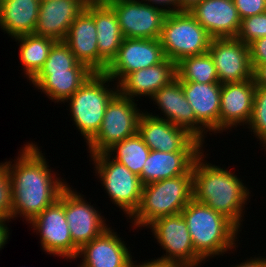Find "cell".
Returning a JSON list of instances; mask_svg holds the SVG:
<instances>
[{
  "mask_svg": "<svg viewBox=\"0 0 266 267\" xmlns=\"http://www.w3.org/2000/svg\"><path fill=\"white\" fill-rule=\"evenodd\" d=\"M39 148L30 142L20 150L14 164L11 161L3 163L11 182V219L22 216L30 223L52 205L68 185L56 177L52 168L49 169V162Z\"/></svg>",
  "mask_w": 266,
  "mask_h": 267,
  "instance_id": "obj_1",
  "label": "cell"
},
{
  "mask_svg": "<svg viewBox=\"0 0 266 267\" xmlns=\"http://www.w3.org/2000/svg\"><path fill=\"white\" fill-rule=\"evenodd\" d=\"M204 156L203 151L193 164V198L241 229L243 210L251 194L249 189L237 175L227 168L206 162Z\"/></svg>",
  "mask_w": 266,
  "mask_h": 267,
  "instance_id": "obj_2",
  "label": "cell"
},
{
  "mask_svg": "<svg viewBox=\"0 0 266 267\" xmlns=\"http://www.w3.org/2000/svg\"><path fill=\"white\" fill-rule=\"evenodd\" d=\"M181 214L187 223L195 253L205 262L209 257L220 256L238 247L237 235L241 231L224 215L194 198ZM225 252V253H224Z\"/></svg>",
  "mask_w": 266,
  "mask_h": 267,
  "instance_id": "obj_3",
  "label": "cell"
},
{
  "mask_svg": "<svg viewBox=\"0 0 266 267\" xmlns=\"http://www.w3.org/2000/svg\"><path fill=\"white\" fill-rule=\"evenodd\" d=\"M192 199L193 167L187 174L143 185L140 204L129 219L134 228H147L159 218L181 213Z\"/></svg>",
  "mask_w": 266,
  "mask_h": 267,
  "instance_id": "obj_4",
  "label": "cell"
},
{
  "mask_svg": "<svg viewBox=\"0 0 266 267\" xmlns=\"http://www.w3.org/2000/svg\"><path fill=\"white\" fill-rule=\"evenodd\" d=\"M112 81L104 73H93L66 100L70 105L69 109L73 123L86 143L99 131L107 105L118 93V84H116V88L115 86L114 88L109 87V83Z\"/></svg>",
  "mask_w": 266,
  "mask_h": 267,
  "instance_id": "obj_5",
  "label": "cell"
},
{
  "mask_svg": "<svg viewBox=\"0 0 266 267\" xmlns=\"http://www.w3.org/2000/svg\"><path fill=\"white\" fill-rule=\"evenodd\" d=\"M160 42L169 60L201 55L209 50L212 37L189 11L166 14Z\"/></svg>",
  "mask_w": 266,
  "mask_h": 267,
  "instance_id": "obj_6",
  "label": "cell"
},
{
  "mask_svg": "<svg viewBox=\"0 0 266 267\" xmlns=\"http://www.w3.org/2000/svg\"><path fill=\"white\" fill-rule=\"evenodd\" d=\"M137 105L135 100L119 92L111 99L99 131L86 143L90 156L105 153L114 144L137 133L140 115L143 113Z\"/></svg>",
  "mask_w": 266,
  "mask_h": 267,
  "instance_id": "obj_7",
  "label": "cell"
},
{
  "mask_svg": "<svg viewBox=\"0 0 266 267\" xmlns=\"http://www.w3.org/2000/svg\"><path fill=\"white\" fill-rule=\"evenodd\" d=\"M96 175L102 181L112 204L122 209L126 217L137 210L143 184L140 177L132 173L125 165L111 159L106 153L91 155Z\"/></svg>",
  "mask_w": 266,
  "mask_h": 267,
  "instance_id": "obj_8",
  "label": "cell"
},
{
  "mask_svg": "<svg viewBox=\"0 0 266 267\" xmlns=\"http://www.w3.org/2000/svg\"><path fill=\"white\" fill-rule=\"evenodd\" d=\"M40 235L44 252L64 259H75L79 248L73 243L65 215V188L59 198L29 223Z\"/></svg>",
  "mask_w": 266,
  "mask_h": 267,
  "instance_id": "obj_9",
  "label": "cell"
},
{
  "mask_svg": "<svg viewBox=\"0 0 266 267\" xmlns=\"http://www.w3.org/2000/svg\"><path fill=\"white\" fill-rule=\"evenodd\" d=\"M147 228L152 229L154 238L166 252L159 260L177 262L187 267H200L204 263L195 253L187 223L181 213L159 218Z\"/></svg>",
  "mask_w": 266,
  "mask_h": 267,
  "instance_id": "obj_10",
  "label": "cell"
},
{
  "mask_svg": "<svg viewBox=\"0 0 266 267\" xmlns=\"http://www.w3.org/2000/svg\"><path fill=\"white\" fill-rule=\"evenodd\" d=\"M116 13L124 38L159 39L166 12L140 0H104Z\"/></svg>",
  "mask_w": 266,
  "mask_h": 267,
  "instance_id": "obj_11",
  "label": "cell"
},
{
  "mask_svg": "<svg viewBox=\"0 0 266 267\" xmlns=\"http://www.w3.org/2000/svg\"><path fill=\"white\" fill-rule=\"evenodd\" d=\"M138 134L150 150L159 152H203V144L187 130L147 114L140 115Z\"/></svg>",
  "mask_w": 266,
  "mask_h": 267,
  "instance_id": "obj_12",
  "label": "cell"
},
{
  "mask_svg": "<svg viewBox=\"0 0 266 267\" xmlns=\"http://www.w3.org/2000/svg\"><path fill=\"white\" fill-rule=\"evenodd\" d=\"M165 58L160 39L124 38L104 74L118 84L127 74L161 63Z\"/></svg>",
  "mask_w": 266,
  "mask_h": 267,
  "instance_id": "obj_13",
  "label": "cell"
},
{
  "mask_svg": "<svg viewBox=\"0 0 266 267\" xmlns=\"http://www.w3.org/2000/svg\"><path fill=\"white\" fill-rule=\"evenodd\" d=\"M208 52L221 85L254 79L249 45L236 37L212 38Z\"/></svg>",
  "mask_w": 266,
  "mask_h": 267,
  "instance_id": "obj_14",
  "label": "cell"
},
{
  "mask_svg": "<svg viewBox=\"0 0 266 267\" xmlns=\"http://www.w3.org/2000/svg\"><path fill=\"white\" fill-rule=\"evenodd\" d=\"M151 100L155 102L154 104L158 106V109H161L163 117L161 114L159 117V115L150 114L146 111L147 114L184 128L202 144H205V135L209 131L196 119L193 108L186 99L181 81L178 78L157 91L151 97Z\"/></svg>",
  "mask_w": 266,
  "mask_h": 267,
  "instance_id": "obj_15",
  "label": "cell"
},
{
  "mask_svg": "<svg viewBox=\"0 0 266 267\" xmlns=\"http://www.w3.org/2000/svg\"><path fill=\"white\" fill-rule=\"evenodd\" d=\"M76 190L65 187V215L73 243L80 249L109 226L106 219L94 206H91ZM100 213V214H99Z\"/></svg>",
  "mask_w": 266,
  "mask_h": 267,
  "instance_id": "obj_16",
  "label": "cell"
},
{
  "mask_svg": "<svg viewBox=\"0 0 266 267\" xmlns=\"http://www.w3.org/2000/svg\"><path fill=\"white\" fill-rule=\"evenodd\" d=\"M256 84L254 79L222 84L219 133L248 125L253 111Z\"/></svg>",
  "mask_w": 266,
  "mask_h": 267,
  "instance_id": "obj_17",
  "label": "cell"
},
{
  "mask_svg": "<svg viewBox=\"0 0 266 267\" xmlns=\"http://www.w3.org/2000/svg\"><path fill=\"white\" fill-rule=\"evenodd\" d=\"M125 241L110 227L89 243L84 244L76 258L86 267H132V255Z\"/></svg>",
  "mask_w": 266,
  "mask_h": 267,
  "instance_id": "obj_18",
  "label": "cell"
},
{
  "mask_svg": "<svg viewBox=\"0 0 266 267\" xmlns=\"http://www.w3.org/2000/svg\"><path fill=\"white\" fill-rule=\"evenodd\" d=\"M63 42L80 63L94 73H104L108 63L98 53L94 18L85 9L72 22Z\"/></svg>",
  "mask_w": 266,
  "mask_h": 267,
  "instance_id": "obj_19",
  "label": "cell"
},
{
  "mask_svg": "<svg viewBox=\"0 0 266 267\" xmlns=\"http://www.w3.org/2000/svg\"><path fill=\"white\" fill-rule=\"evenodd\" d=\"M89 0H41L35 35L64 41L72 22Z\"/></svg>",
  "mask_w": 266,
  "mask_h": 267,
  "instance_id": "obj_20",
  "label": "cell"
},
{
  "mask_svg": "<svg viewBox=\"0 0 266 267\" xmlns=\"http://www.w3.org/2000/svg\"><path fill=\"white\" fill-rule=\"evenodd\" d=\"M212 38L236 37L241 18L233 0H202L189 11Z\"/></svg>",
  "mask_w": 266,
  "mask_h": 267,
  "instance_id": "obj_21",
  "label": "cell"
},
{
  "mask_svg": "<svg viewBox=\"0 0 266 267\" xmlns=\"http://www.w3.org/2000/svg\"><path fill=\"white\" fill-rule=\"evenodd\" d=\"M176 78V63L165 58L161 63L127 74L118 83V92L132 100L140 96L151 98Z\"/></svg>",
  "mask_w": 266,
  "mask_h": 267,
  "instance_id": "obj_22",
  "label": "cell"
},
{
  "mask_svg": "<svg viewBox=\"0 0 266 267\" xmlns=\"http://www.w3.org/2000/svg\"><path fill=\"white\" fill-rule=\"evenodd\" d=\"M186 99L195 113L196 119L210 132L219 133V113L221 100L220 83H197L181 81Z\"/></svg>",
  "mask_w": 266,
  "mask_h": 267,
  "instance_id": "obj_23",
  "label": "cell"
},
{
  "mask_svg": "<svg viewBox=\"0 0 266 267\" xmlns=\"http://www.w3.org/2000/svg\"><path fill=\"white\" fill-rule=\"evenodd\" d=\"M85 10L94 18L99 55L109 64L124 39L114 10L104 1H89Z\"/></svg>",
  "mask_w": 266,
  "mask_h": 267,
  "instance_id": "obj_24",
  "label": "cell"
},
{
  "mask_svg": "<svg viewBox=\"0 0 266 267\" xmlns=\"http://www.w3.org/2000/svg\"><path fill=\"white\" fill-rule=\"evenodd\" d=\"M202 152H159L151 150L143 165L140 180L143 185L187 174Z\"/></svg>",
  "mask_w": 266,
  "mask_h": 267,
  "instance_id": "obj_25",
  "label": "cell"
},
{
  "mask_svg": "<svg viewBox=\"0 0 266 267\" xmlns=\"http://www.w3.org/2000/svg\"><path fill=\"white\" fill-rule=\"evenodd\" d=\"M41 0H0V28L9 37L34 34Z\"/></svg>",
  "mask_w": 266,
  "mask_h": 267,
  "instance_id": "obj_26",
  "label": "cell"
},
{
  "mask_svg": "<svg viewBox=\"0 0 266 267\" xmlns=\"http://www.w3.org/2000/svg\"><path fill=\"white\" fill-rule=\"evenodd\" d=\"M93 73L90 69L38 72L29 82L55 103H65Z\"/></svg>",
  "mask_w": 266,
  "mask_h": 267,
  "instance_id": "obj_27",
  "label": "cell"
},
{
  "mask_svg": "<svg viewBox=\"0 0 266 267\" xmlns=\"http://www.w3.org/2000/svg\"><path fill=\"white\" fill-rule=\"evenodd\" d=\"M19 43V59L22 62L24 75L31 80L43 67L49 52L57 42L55 39L35 34L13 38Z\"/></svg>",
  "mask_w": 266,
  "mask_h": 267,
  "instance_id": "obj_28",
  "label": "cell"
},
{
  "mask_svg": "<svg viewBox=\"0 0 266 267\" xmlns=\"http://www.w3.org/2000/svg\"><path fill=\"white\" fill-rule=\"evenodd\" d=\"M150 151L137 132L133 136L114 144L105 153L111 159L125 165L135 175L140 176Z\"/></svg>",
  "mask_w": 266,
  "mask_h": 267,
  "instance_id": "obj_29",
  "label": "cell"
},
{
  "mask_svg": "<svg viewBox=\"0 0 266 267\" xmlns=\"http://www.w3.org/2000/svg\"><path fill=\"white\" fill-rule=\"evenodd\" d=\"M176 73L180 81L219 83L216 67L209 52L181 59L176 63Z\"/></svg>",
  "mask_w": 266,
  "mask_h": 267,
  "instance_id": "obj_30",
  "label": "cell"
},
{
  "mask_svg": "<svg viewBox=\"0 0 266 267\" xmlns=\"http://www.w3.org/2000/svg\"><path fill=\"white\" fill-rule=\"evenodd\" d=\"M70 69H89L80 63L63 41H57L51 48L47 60L39 72H67Z\"/></svg>",
  "mask_w": 266,
  "mask_h": 267,
  "instance_id": "obj_31",
  "label": "cell"
},
{
  "mask_svg": "<svg viewBox=\"0 0 266 267\" xmlns=\"http://www.w3.org/2000/svg\"><path fill=\"white\" fill-rule=\"evenodd\" d=\"M247 126L266 149V88L264 87L256 85L252 116Z\"/></svg>",
  "mask_w": 266,
  "mask_h": 267,
  "instance_id": "obj_32",
  "label": "cell"
},
{
  "mask_svg": "<svg viewBox=\"0 0 266 267\" xmlns=\"http://www.w3.org/2000/svg\"><path fill=\"white\" fill-rule=\"evenodd\" d=\"M266 36V12L241 20L237 39L249 45L256 39Z\"/></svg>",
  "mask_w": 266,
  "mask_h": 267,
  "instance_id": "obj_33",
  "label": "cell"
},
{
  "mask_svg": "<svg viewBox=\"0 0 266 267\" xmlns=\"http://www.w3.org/2000/svg\"><path fill=\"white\" fill-rule=\"evenodd\" d=\"M11 182L6 166L0 163V219H11Z\"/></svg>",
  "mask_w": 266,
  "mask_h": 267,
  "instance_id": "obj_34",
  "label": "cell"
},
{
  "mask_svg": "<svg viewBox=\"0 0 266 267\" xmlns=\"http://www.w3.org/2000/svg\"><path fill=\"white\" fill-rule=\"evenodd\" d=\"M242 19L266 12V0H233Z\"/></svg>",
  "mask_w": 266,
  "mask_h": 267,
  "instance_id": "obj_35",
  "label": "cell"
},
{
  "mask_svg": "<svg viewBox=\"0 0 266 267\" xmlns=\"http://www.w3.org/2000/svg\"><path fill=\"white\" fill-rule=\"evenodd\" d=\"M250 61L253 71L266 63V36L256 39L249 44Z\"/></svg>",
  "mask_w": 266,
  "mask_h": 267,
  "instance_id": "obj_36",
  "label": "cell"
},
{
  "mask_svg": "<svg viewBox=\"0 0 266 267\" xmlns=\"http://www.w3.org/2000/svg\"><path fill=\"white\" fill-rule=\"evenodd\" d=\"M141 1L145 2L146 4H150L157 8L163 9V11H165L166 14L179 12V0H141Z\"/></svg>",
  "mask_w": 266,
  "mask_h": 267,
  "instance_id": "obj_37",
  "label": "cell"
},
{
  "mask_svg": "<svg viewBox=\"0 0 266 267\" xmlns=\"http://www.w3.org/2000/svg\"><path fill=\"white\" fill-rule=\"evenodd\" d=\"M134 262L137 261H133L132 262V267H187L183 264L177 263V262H172V261H163V260H159L157 259H151L150 261H145L144 263L142 262L139 263L138 265Z\"/></svg>",
  "mask_w": 266,
  "mask_h": 267,
  "instance_id": "obj_38",
  "label": "cell"
},
{
  "mask_svg": "<svg viewBox=\"0 0 266 267\" xmlns=\"http://www.w3.org/2000/svg\"><path fill=\"white\" fill-rule=\"evenodd\" d=\"M253 78L257 86L266 88V63L259 65L253 71Z\"/></svg>",
  "mask_w": 266,
  "mask_h": 267,
  "instance_id": "obj_39",
  "label": "cell"
},
{
  "mask_svg": "<svg viewBox=\"0 0 266 267\" xmlns=\"http://www.w3.org/2000/svg\"><path fill=\"white\" fill-rule=\"evenodd\" d=\"M239 264L235 266L233 265V267H266V257L264 258H262L261 256L254 257V258L251 257L247 260H244V262H241Z\"/></svg>",
  "mask_w": 266,
  "mask_h": 267,
  "instance_id": "obj_40",
  "label": "cell"
},
{
  "mask_svg": "<svg viewBox=\"0 0 266 267\" xmlns=\"http://www.w3.org/2000/svg\"><path fill=\"white\" fill-rule=\"evenodd\" d=\"M6 222H10L9 220L0 219V250L7 244L6 242L9 239V228Z\"/></svg>",
  "mask_w": 266,
  "mask_h": 267,
  "instance_id": "obj_41",
  "label": "cell"
},
{
  "mask_svg": "<svg viewBox=\"0 0 266 267\" xmlns=\"http://www.w3.org/2000/svg\"><path fill=\"white\" fill-rule=\"evenodd\" d=\"M202 0H179V12L190 11Z\"/></svg>",
  "mask_w": 266,
  "mask_h": 267,
  "instance_id": "obj_42",
  "label": "cell"
},
{
  "mask_svg": "<svg viewBox=\"0 0 266 267\" xmlns=\"http://www.w3.org/2000/svg\"><path fill=\"white\" fill-rule=\"evenodd\" d=\"M78 267H86V266H84L83 264L80 263V265Z\"/></svg>",
  "mask_w": 266,
  "mask_h": 267,
  "instance_id": "obj_43",
  "label": "cell"
}]
</instances>
